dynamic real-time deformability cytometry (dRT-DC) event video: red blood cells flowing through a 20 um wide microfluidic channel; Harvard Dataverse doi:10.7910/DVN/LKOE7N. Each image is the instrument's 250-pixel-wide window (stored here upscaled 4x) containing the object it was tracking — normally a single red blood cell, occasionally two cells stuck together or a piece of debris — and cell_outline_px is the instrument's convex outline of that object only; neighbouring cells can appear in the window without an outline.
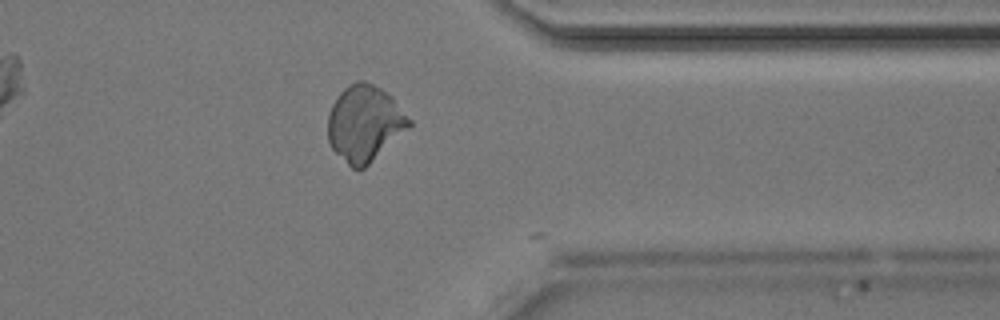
{"species": "Egyptian fruit bat (a non-hibernating species)", "species_latin": "Rousettus aegyptiacus", "temperature_condition": "room temperature", "stored_images_in_passage": 32, "camera_frame_rate_fps": 3000, "um_per_image_px": 0.085, "animal": {"sex": "male"}, "frame": {"image": 1, "passage_image": 23, "time_ms": 7.333, "image_size_px": [1000, 320], "cell_outline_px": [[412, 124], [408, 128], [364, 168], [352, 168], [328, 144], [328, 116], [332, 104], [340, 92], [348, 84], [356, 80], [364, 80], [380, 88], [392, 96], [412, 120]], "centroid_in_image_um": [30.98, 10.45], "position_along_channel_um": 380.4, "area_um2": 35.72}}
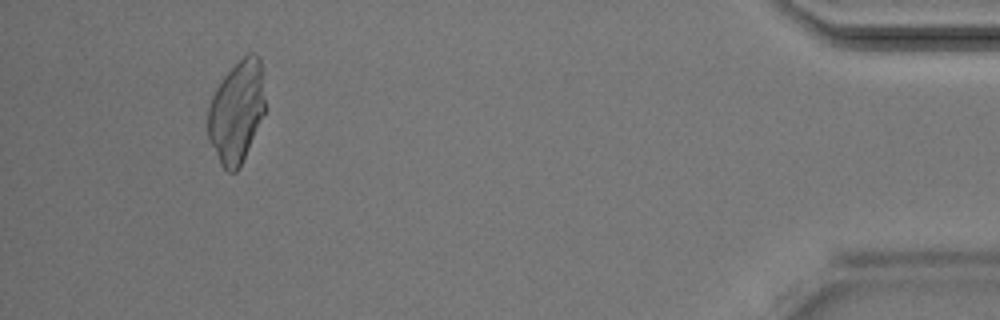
{"frame": {"image": 2, "passage_image": 29, "time_ms": 9.333, "image_size_px": [1000, 320], "cell_outline_px": [[268, 108], [240, 168], [236, 172], [228, 172], [220, 164], [208, 140], [208, 108], [212, 96], [216, 88], [224, 76], [248, 52], [252, 52], [260, 56]], "centroid_in_image_um": [20.16, 9.51], "position_along_channel_um": 415.0, "area_um2": 34.85}}